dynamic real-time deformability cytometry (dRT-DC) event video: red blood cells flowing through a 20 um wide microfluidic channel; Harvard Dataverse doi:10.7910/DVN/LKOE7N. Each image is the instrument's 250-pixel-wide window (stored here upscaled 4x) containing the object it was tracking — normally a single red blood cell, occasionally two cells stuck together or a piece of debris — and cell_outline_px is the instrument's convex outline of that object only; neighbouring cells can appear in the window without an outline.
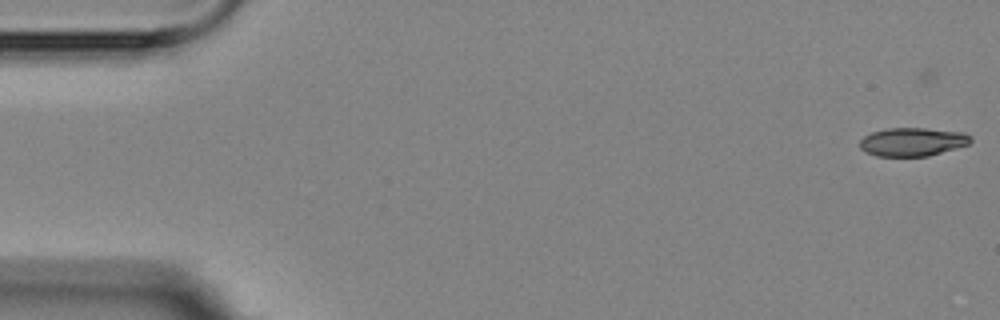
{"species": "Egyptian fruit bat (a non-hibernating species)", "species_latin": "Rousettus aegyptiacus", "temperature_condition": "room temperature", "stored_images_in_passage": 6, "camera_frame_rate_fps": 3000, "um_per_image_px": 0.085, "animal": {"sex": "female"}, "frame": {"image": 1, "passage_image": 1, "time_ms": 0.0, "image_size_px": [1000, 320], "cell_outline_px": [[972, 140], [968, 144], [928, 156], [876, 156], [860, 148], [860, 140], [864, 136], [872, 132], [888, 128], [924, 128], [964, 132], [972, 136]], "centroid_in_image_um": [77.57, 12.05], "position_along_channel_um": 7.4, "area_um2": 18.26}}
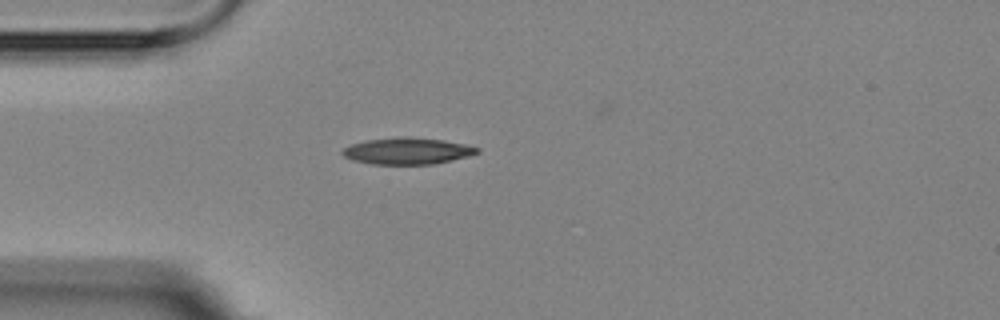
{"frame": {"image": 2, "passage_image": 5, "time_ms": 4.667, "image_size_px": [1000, 320], "cell_outline_px": [[480, 152], [468, 156], [452, 160], [432, 164], [372, 164], [352, 160], [344, 156], [340, 152], [344, 148], [352, 144], [368, 140], [444, 140], [464, 144], [480, 148]], "centroid_in_image_um": [34.64, 12.89], "position_along_channel_um": 50.4, "area_um2": 19.65}}